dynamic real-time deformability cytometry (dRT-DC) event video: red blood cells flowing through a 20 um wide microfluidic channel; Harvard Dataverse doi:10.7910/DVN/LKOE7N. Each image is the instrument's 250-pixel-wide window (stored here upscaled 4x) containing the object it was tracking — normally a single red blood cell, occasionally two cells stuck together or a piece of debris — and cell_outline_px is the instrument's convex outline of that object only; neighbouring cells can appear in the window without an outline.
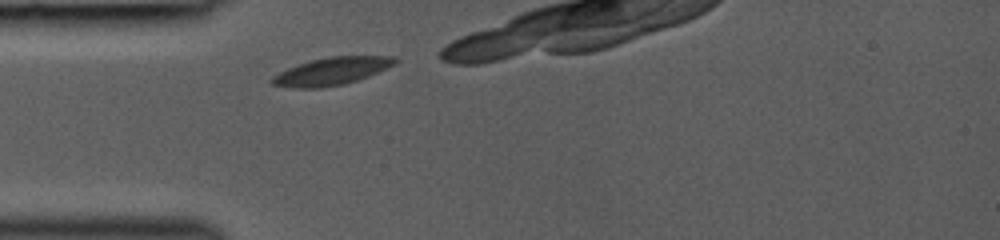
{"species": "common noctule bat (a hibernating species)", "species_latin": "Nyctalus noctula", "temperature_condition": "room temperature", "stored_images_in_passage": 5, "camera_frame_rate_fps": 3000, "um_per_image_px": 0.085, "animal": {"sex": "female", "body_mass_g": 19.0, "forearm_length_mm": 53.3}, "frame": {"image": 1, "passage_image": 1, "time_ms": 0.0, "image_size_px": [1000, 240], "cell_outline_px": [[400, 60], [396, 64], [368, 76], [344, 84], [320, 88], [296, 88], [272, 84], [268, 80], [272, 76], [288, 68], [312, 60], [332, 56], [396, 56]], "centroid_in_image_um": [28.22, 6.05], "position_along_channel_um": 56.8, "area_um2": 19.65}}